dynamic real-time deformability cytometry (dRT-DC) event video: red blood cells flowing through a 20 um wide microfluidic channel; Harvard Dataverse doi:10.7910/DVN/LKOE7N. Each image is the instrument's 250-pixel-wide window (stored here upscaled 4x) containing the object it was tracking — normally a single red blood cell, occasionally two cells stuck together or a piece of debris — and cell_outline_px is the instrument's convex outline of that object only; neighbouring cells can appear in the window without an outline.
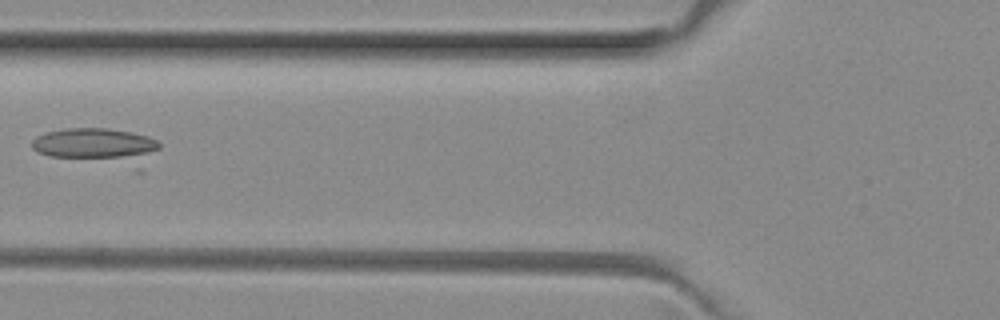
{"species": "common noctule bat (a hibernating species)", "species_latin": "Nyctalus noctula", "temperature_condition": "room temperature", "stored_images_in_passage": 4, "camera_frame_rate_fps": 3000, "um_per_image_px": 0.085, "animal": {"sex": "female", "body_mass_g": 29.2, "forearm_length_mm": 56.3}, "frame": {"image": 1, "passage_image": 4, "time_ms": 1.0, "image_size_px": [1000, 320], "cell_outline_px": [[160, 148], [144, 172], [136, 172], [52, 156], [36, 152], [32, 148], [32, 140], [36, 136], [48, 132], [68, 128], [108, 128], [132, 132], [148, 136], [156, 140], [160, 144]], "centroid_in_image_um": [8.47, 12.52], "position_along_channel_um": 117.3, "area_um2": 28.61}}